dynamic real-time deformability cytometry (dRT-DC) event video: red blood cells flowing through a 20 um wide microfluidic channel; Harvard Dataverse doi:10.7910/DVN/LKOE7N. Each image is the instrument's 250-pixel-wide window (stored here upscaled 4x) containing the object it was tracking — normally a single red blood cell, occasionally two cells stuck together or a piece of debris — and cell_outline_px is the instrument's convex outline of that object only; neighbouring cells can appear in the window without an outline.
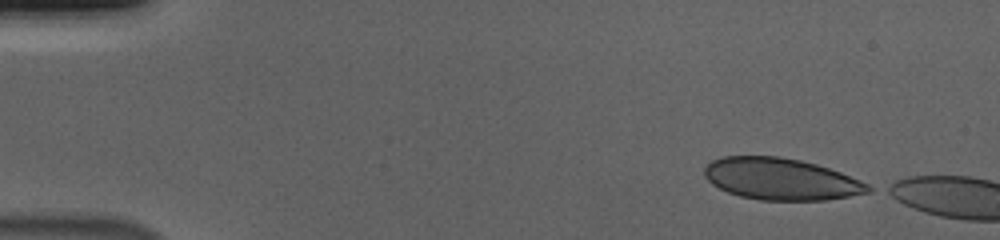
{"species": "human", "species_latin": "Homo sapiens", "temperature_condition": "cold", "stored_images_in_passage": 11, "camera_frame_rate_fps": 3000, "um_per_image_px": 0.085, "donor": {"sex": "male"}, "frame": {"image": 1, "passage_image": 1, "time_ms": 0.0, "image_size_px": [1000, 240], "cell_outline_px": [[876, 188], [872, 192], [824, 200], [760, 200], [740, 196], [728, 192], [712, 184], [704, 176], [704, 168], [712, 160], [724, 156], [780, 156], [800, 160], [816, 164], [840, 172], [860, 180]], "centroid_in_image_um": [66.39, 15.22], "position_along_channel_um": 18.6, "area_um2": 39.82}}